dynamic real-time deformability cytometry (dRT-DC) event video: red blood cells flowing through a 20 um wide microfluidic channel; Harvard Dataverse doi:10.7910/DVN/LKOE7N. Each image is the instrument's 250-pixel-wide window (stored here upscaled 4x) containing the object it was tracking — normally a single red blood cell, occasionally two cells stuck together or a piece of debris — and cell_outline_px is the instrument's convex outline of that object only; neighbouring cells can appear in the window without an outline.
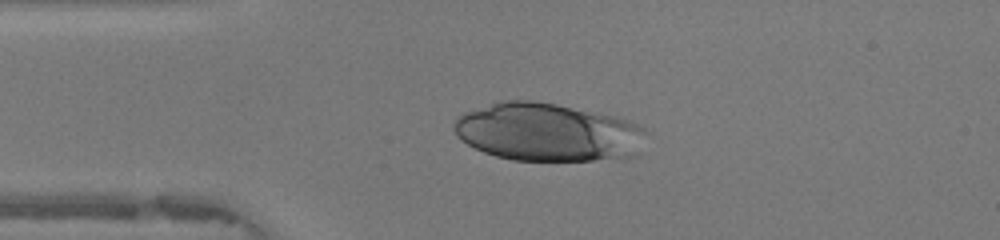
{"species": "human", "species_latin": "Homo sapiens", "temperature_condition": "warm", "stored_images_in_passage": 36, "camera_frame_rate_fps": 3000, "um_per_image_px": 0.085, "donor": {"sex": "female"}, "frame": {"image": 1, "passage_image": 10, "time_ms": 3.0, "image_size_px": [1000, 240], "cell_outline_px": [[648, 132], [640, 156], [592, 160], [512, 160], [496, 156], [484, 152], [468, 144], [456, 136], [452, 128], [452, 124], [456, 116], [464, 112], [496, 100], [532, 100], [556, 104], [616, 116], [628, 120], [644, 128]], "centroid_in_image_um": [46.56, 11.23], "position_along_channel_um": 38.4, "area_um2": 66.01}}
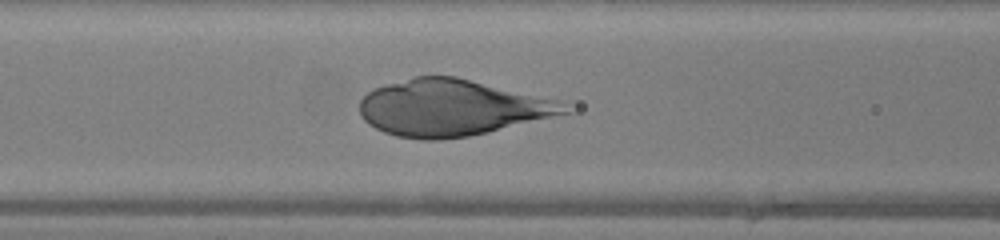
{"frame": {"image": 2, "passage_image": 18, "time_ms": 5.667, "image_size_px": [1000, 240], "cell_outline_px": [[572, 112], [488, 132], [468, 136], [436, 140], [424, 140], [396, 136], [384, 132], [368, 124], [364, 120], [360, 112], [360, 100], [372, 88], [416, 76], [456, 76], [556, 100]], "centroid_in_image_um": [38.33, 9.16], "position_along_channel_um": 128.3, "area_um2": 66.64}}